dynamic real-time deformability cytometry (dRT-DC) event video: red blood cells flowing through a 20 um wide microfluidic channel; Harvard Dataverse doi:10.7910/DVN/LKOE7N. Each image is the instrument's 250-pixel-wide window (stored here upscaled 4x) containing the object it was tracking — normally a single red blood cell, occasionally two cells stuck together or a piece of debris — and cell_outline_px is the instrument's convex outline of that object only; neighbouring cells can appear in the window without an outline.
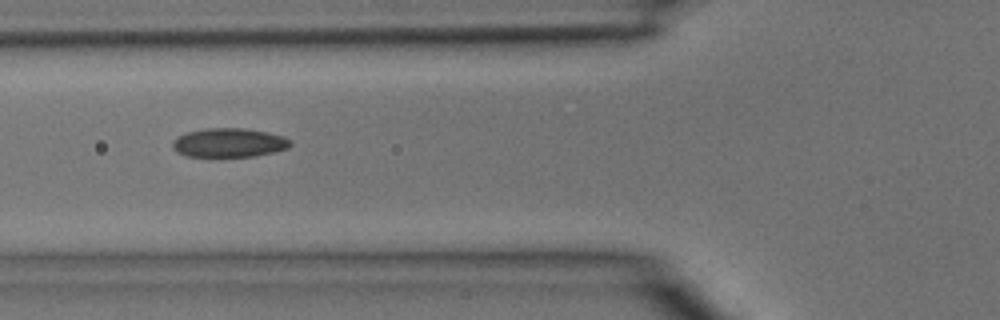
{"species": "common noctule bat (a hibernating species)", "species_latin": "Nyctalus noctula", "temperature_condition": "room temperature", "stored_images_in_passage": 2, "camera_frame_rate_fps": 3000, "um_per_image_px": 0.085, "animal": {"sex": "male", "body_mass_g": 15.6}, "frame": {"image": 1, "passage_image": 2, "time_ms": 0.333, "image_size_px": [1000, 320], "cell_outline_px": [[292, 144], [288, 148], [256, 156], [184, 156], [176, 152], [172, 148], [172, 140], [176, 136], [188, 132], [204, 128], [244, 128], [268, 132], [284, 136], [292, 140]], "centroid_in_image_um": [19.45, 12.12], "position_along_channel_um": 106.3, "area_um2": 20.11}}